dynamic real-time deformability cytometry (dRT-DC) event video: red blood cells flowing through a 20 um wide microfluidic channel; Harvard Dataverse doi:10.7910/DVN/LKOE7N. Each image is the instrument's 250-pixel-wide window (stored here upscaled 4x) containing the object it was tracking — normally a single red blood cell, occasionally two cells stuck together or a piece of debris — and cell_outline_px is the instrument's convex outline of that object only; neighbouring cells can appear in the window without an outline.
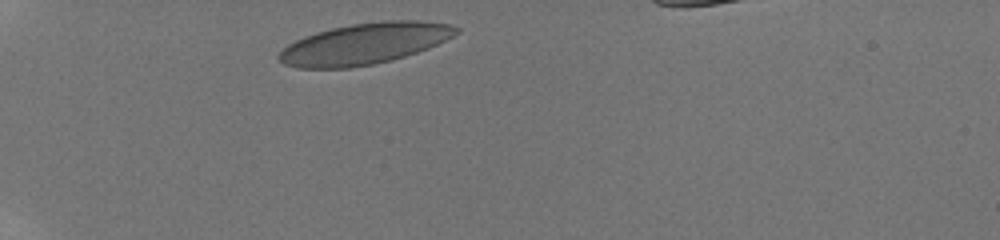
{"species": "human", "species_latin": "Homo sapiens", "temperature_condition": "room temperature", "stored_images_in_passage": 3, "camera_frame_rate_fps": 3000, "um_per_image_px": 0.085, "donor": {"sex": "male"}, "frame": {"image": 1, "passage_image": 1, "time_ms": 0.0, "image_size_px": [1000, 240], "cell_outline_px": [[460, 32], [428, 48], [392, 60], [372, 64], [348, 68], [296, 68], [284, 64], [276, 56], [288, 44], [304, 36], [316, 32], [332, 28], [352, 24], [384, 20], [416, 20], [452, 24], [460, 28]], "centroid_in_image_um": [30.98, 3.71], "position_along_channel_um": 54.0, "area_um2": 42.37}}